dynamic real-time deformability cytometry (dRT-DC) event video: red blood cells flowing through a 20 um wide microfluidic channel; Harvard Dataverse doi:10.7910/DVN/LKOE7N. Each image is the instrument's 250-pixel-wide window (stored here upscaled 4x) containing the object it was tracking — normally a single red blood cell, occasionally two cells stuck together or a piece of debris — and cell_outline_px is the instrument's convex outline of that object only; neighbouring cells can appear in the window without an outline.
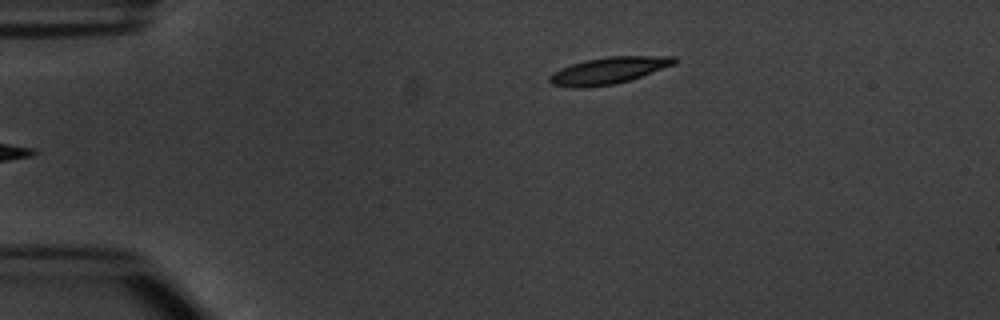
{"species": "common noctule bat (a hibernating species)", "species_latin": "Nyctalus noctula", "temperature_condition": "warm", "stored_images_in_passage": 4, "camera_frame_rate_fps": 3000, "um_per_image_px": 0.085, "animal": {"sex": "male", "body_mass_g": 20.1, "forearm_length_mm": 53.5}, "frame": {"image": 1, "passage_image": 4, "time_ms": 4.333, "image_size_px": [1000, 320], "cell_outline_px": [[676, 64], [616, 84], [584, 88], [572, 88], [552, 84], [548, 80], [548, 76], [552, 72], [560, 68], [584, 60], [608, 56], [676, 56]], "centroid_in_image_um": [51.68, 6.0], "position_along_channel_um": 33.3, "area_um2": 19.54}}